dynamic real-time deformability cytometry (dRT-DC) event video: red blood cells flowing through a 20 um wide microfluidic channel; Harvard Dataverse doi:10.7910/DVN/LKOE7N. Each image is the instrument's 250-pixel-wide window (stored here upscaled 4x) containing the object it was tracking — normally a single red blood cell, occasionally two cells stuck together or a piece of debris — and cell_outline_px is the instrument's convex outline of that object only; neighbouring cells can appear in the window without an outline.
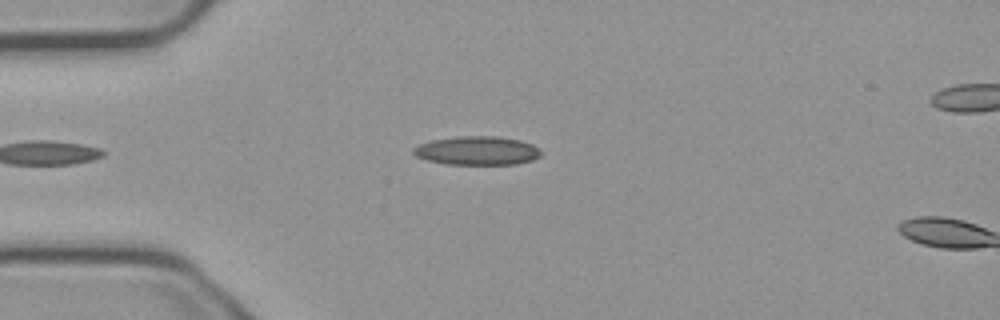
{"species": "common noctule bat (a hibernating species)", "species_latin": "Nyctalus noctula", "temperature_condition": "cold", "stored_images_in_passage": 5, "camera_frame_rate_fps": 3000, "um_per_image_px": 0.085, "animal": {"sex": "male", "body_mass_g": 23.1, "forearm_length_mm": 52.7}, "frame": {"image": 1, "passage_image": 3, "time_ms": 0.667, "image_size_px": [1000, 320], "cell_outline_px": [[540, 156], [532, 160], [516, 164], [444, 164], [428, 160], [416, 156], [412, 152], [412, 148], [420, 144], [432, 140], [460, 136], [500, 136], [520, 140], [532, 144], [540, 148]], "centroid_in_image_um": [40.57, 12.8], "position_along_channel_um": 44.4, "area_um2": 21.39}}